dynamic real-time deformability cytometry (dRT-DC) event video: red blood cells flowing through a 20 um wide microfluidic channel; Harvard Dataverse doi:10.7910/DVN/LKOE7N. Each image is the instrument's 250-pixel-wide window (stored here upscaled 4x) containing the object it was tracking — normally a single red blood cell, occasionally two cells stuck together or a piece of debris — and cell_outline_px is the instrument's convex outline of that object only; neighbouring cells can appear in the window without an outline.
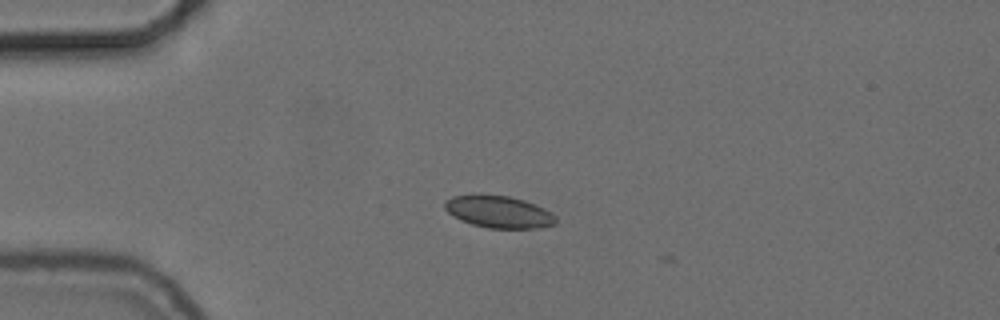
{"species": "common noctule bat (a hibernating species)", "species_latin": "Nyctalus noctula", "temperature_condition": "cold", "stored_images_in_passage": 12, "camera_frame_rate_fps": 3000, "um_per_image_px": 0.085, "animal": {"sex": "female", "body_mass_g": 24.6, "forearm_length_mm": 56.2}, "frame": {"image": 1, "passage_image": 1, "time_ms": 0.0, "image_size_px": [1000, 320], "cell_outline_px": [[556, 224], [540, 228], [488, 228], [472, 224], [460, 220], [452, 216], [444, 208], [444, 200], [452, 196], [508, 196], [524, 200], [544, 208], [552, 212], [556, 216]], "centroid_in_image_um": [42.41, 18.03], "position_along_channel_um": 42.6, "area_um2": 20.58}}
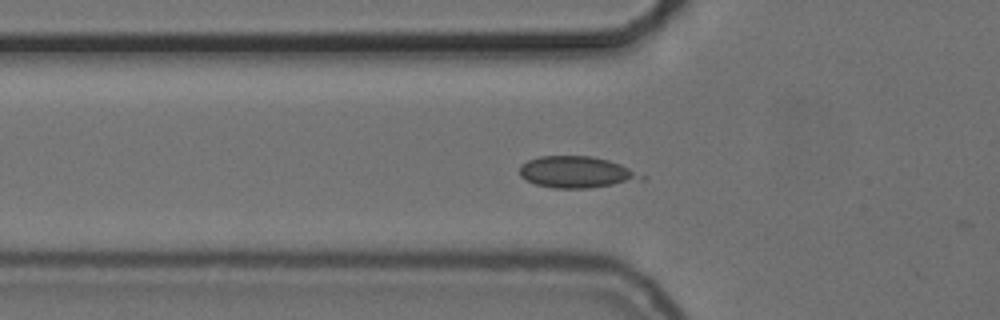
{"frame": {"image": 2, "passage_image": 6, "time_ms": 1.667, "image_size_px": [1000, 320], "cell_outline_px": [[648, 176], [644, 180], [588, 188], [552, 188], [536, 184], [520, 176], [520, 164], [528, 160], [540, 156], [592, 156], [608, 160], [620, 164]], "centroid_in_image_um": [49.04, 14.63], "position_along_channel_um": 76.8, "area_um2": 22.43}}
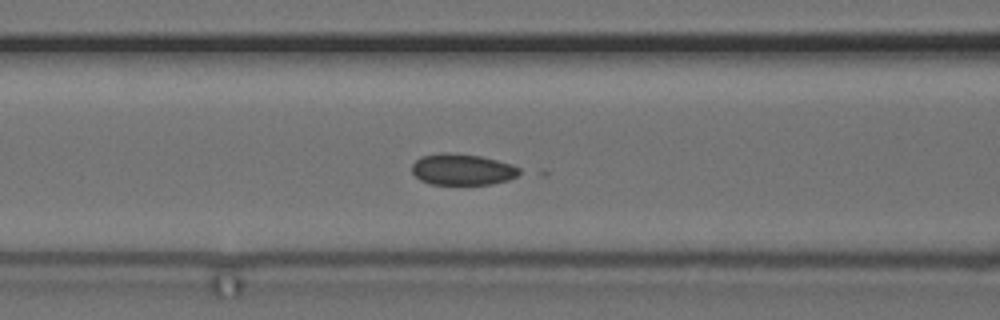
{"frame": {"image": 3, "passage_image": 10, "time_ms": 3.0, "image_size_px": [1000, 320], "cell_outline_px": [[524, 172], [508, 180], [488, 184], [432, 184], [420, 180], [412, 172], [412, 164], [420, 156], [440, 152], [448, 152], [480, 156], [512, 164], [520, 168]], "centroid_in_image_um": [39.3, 14.39], "position_along_channel_um": 127.3, "area_um2": 19.65}}